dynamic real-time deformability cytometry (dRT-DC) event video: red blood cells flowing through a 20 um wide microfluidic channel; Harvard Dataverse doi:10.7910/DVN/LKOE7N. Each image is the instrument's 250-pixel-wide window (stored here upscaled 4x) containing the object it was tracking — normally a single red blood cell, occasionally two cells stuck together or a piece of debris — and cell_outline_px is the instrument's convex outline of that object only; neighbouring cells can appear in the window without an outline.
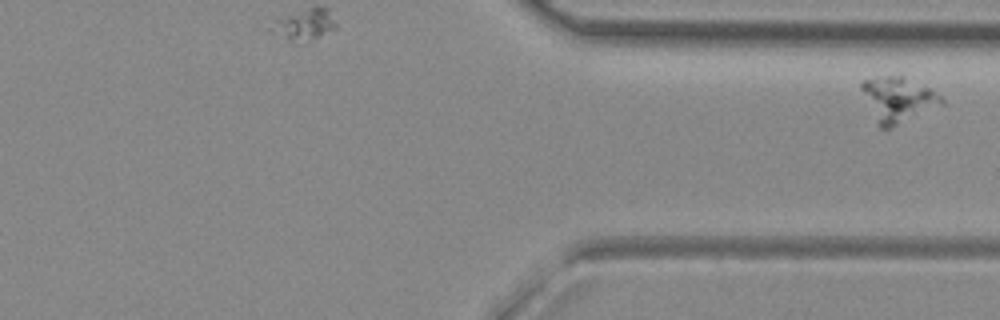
{"species": "common noctule bat (a hibernating species)", "species_latin": "Nyctalus noctula", "temperature_condition": "room temperature", "stored_images_in_passage": 30, "segment_of_instrument_passage": [2, 2], "camera_frame_rate_fps": 3000, "um_per_image_px": 0.085, "animal": {"sex": "female", "body_mass_g": 29.2, "forearm_length_mm": 56.3}, "frame": {"image": 1, "passage_image": 30, "time_ms": 9.667, "image_size_px": [1000, 320], "cell_outline_px": [[948, 104], [888, 128], [880, 128], [876, 124], [860, 88], [860, 84], [864, 80], [888, 76], [900, 76], [928, 88], [940, 96]], "centroid_in_image_um": [76.33, 8.49], "position_along_channel_um": 335.1, "area_um2": 20.75}}